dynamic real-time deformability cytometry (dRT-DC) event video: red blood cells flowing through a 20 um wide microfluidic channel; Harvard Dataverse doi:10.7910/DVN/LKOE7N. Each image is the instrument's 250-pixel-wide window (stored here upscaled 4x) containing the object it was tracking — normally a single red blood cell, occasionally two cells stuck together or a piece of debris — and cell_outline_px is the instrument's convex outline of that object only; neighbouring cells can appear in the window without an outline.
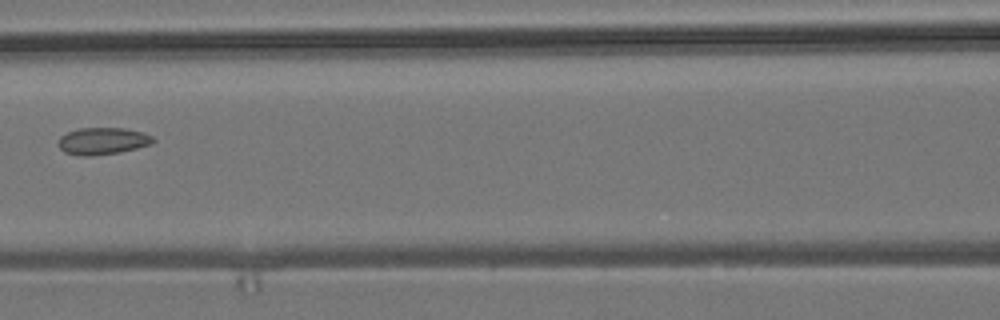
{"species": "common noctule bat (a hibernating species)", "species_latin": "Nyctalus noctula", "temperature_condition": "room temperature", "stored_images_in_passage": 5, "camera_frame_rate_fps": 3000, "um_per_image_px": 0.085, "animal": {"sex": "male", "body_mass_g": 19.2, "forearm_length_mm": 51.8}, "frame": {"image": 1, "passage_image": 4, "time_ms": 3.333, "image_size_px": [1000, 320], "cell_outline_px": [[156, 140], [152, 144], [120, 152], [92, 156], [80, 156], [64, 152], [56, 144], [60, 136], [68, 132], [80, 128], [124, 128], [140, 132], [152, 136]], "centroid_in_image_um": [8.69, 11.99], "position_along_channel_um": 157.9, "area_um2": 14.97}}
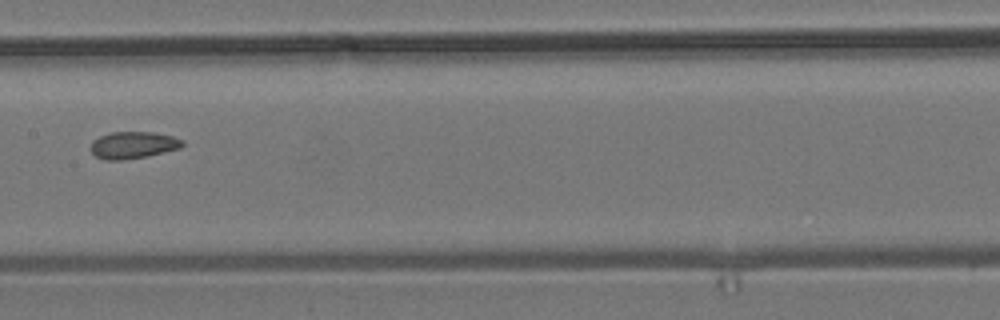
{"frame": {"image": 2, "passage_image": 5, "time_ms": 4.333, "image_size_px": [1000, 320], "cell_outline_px": [[184, 144], [180, 148], [148, 156], [124, 160], [104, 160], [96, 156], [92, 152], [92, 140], [108, 132], [152, 132], [172, 136], [184, 140]], "centroid_in_image_um": [11.32, 12.33], "position_along_channel_um": 196.1, "area_um2": 14.45}}